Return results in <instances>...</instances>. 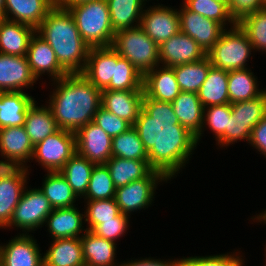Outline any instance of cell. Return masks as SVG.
Segmentation results:
<instances>
[{
  "instance_id": "obj_1",
  "label": "cell",
  "mask_w": 266,
  "mask_h": 266,
  "mask_svg": "<svg viewBox=\"0 0 266 266\" xmlns=\"http://www.w3.org/2000/svg\"><path fill=\"white\" fill-rule=\"evenodd\" d=\"M133 127L148 152L149 165L169 180L186 167L198 145L196 136L180 125L171 102L151 99L145 94Z\"/></svg>"
},
{
  "instance_id": "obj_2",
  "label": "cell",
  "mask_w": 266,
  "mask_h": 266,
  "mask_svg": "<svg viewBox=\"0 0 266 266\" xmlns=\"http://www.w3.org/2000/svg\"><path fill=\"white\" fill-rule=\"evenodd\" d=\"M47 106L59 129L76 132L93 122L102 105V90L95 87L81 73L67 74L52 81Z\"/></svg>"
},
{
  "instance_id": "obj_3",
  "label": "cell",
  "mask_w": 266,
  "mask_h": 266,
  "mask_svg": "<svg viewBox=\"0 0 266 266\" xmlns=\"http://www.w3.org/2000/svg\"><path fill=\"white\" fill-rule=\"evenodd\" d=\"M36 33L50 45L68 74L84 71L90 47L81 37L68 9L55 5L36 28Z\"/></svg>"
},
{
  "instance_id": "obj_4",
  "label": "cell",
  "mask_w": 266,
  "mask_h": 266,
  "mask_svg": "<svg viewBox=\"0 0 266 266\" xmlns=\"http://www.w3.org/2000/svg\"><path fill=\"white\" fill-rule=\"evenodd\" d=\"M83 40L92 47L111 46L114 30L106 0H90L67 8Z\"/></svg>"
},
{
  "instance_id": "obj_5",
  "label": "cell",
  "mask_w": 266,
  "mask_h": 266,
  "mask_svg": "<svg viewBox=\"0 0 266 266\" xmlns=\"http://www.w3.org/2000/svg\"><path fill=\"white\" fill-rule=\"evenodd\" d=\"M111 47L143 76L160 65L159 46L140 26L115 32Z\"/></svg>"
},
{
  "instance_id": "obj_6",
  "label": "cell",
  "mask_w": 266,
  "mask_h": 266,
  "mask_svg": "<svg viewBox=\"0 0 266 266\" xmlns=\"http://www.w3.org/2000/svg\"><path fill=\"white\" fill-rule=\"evenodd\" d=\"M251 52L254 53V49L247 33L236 23L223 31L207 56L212 66L230 71L248 68Z\"/></svg>"
},
{
  "instance_id": "obj_7",
  "label": "cell",
  "mask_w": 266,
  "mask_h": 266,
  "mask_svg": "<svg viewBox=\"0 0 266 266\" xmlns=\"http://www.w3.org/2000/svg\"><path fill=\"white\" fill-rule=\"evenodd\" d=\"M26 186L20 201L13 211L10 223L5 227L22 229V234L35 233L43 227L46 218L53 211L49 200L39 188Z\"/></svg>"
},
{
  "instance_id": "obj_8",
  "label": "cell",
  "mask_w": 266,
  "mask_h": 266,
  "mask_svg": "<svg viewBox=\"0 0 266 266\" xmlns=\"http://www.w3.org/2000/svg\"><path fill=\"white\" fill-rule=\"evenodd\" d=\"M168 181L169 179L162 172L153 170L145 178L117 187L114 199L120 212L131 217L133 212L151 207L157 186L162 182L169 183Z\"/></svg>"
},
{
  "instance_id": "obj_9",
  "label": "cell",
  "mask_w": 266,
  "mask_h": 266,
  "mask_svg": "<svg viewBox=\"0 0 266 266\" xmlns=\"http://www.w3.org/2000/svg\"><path fill=\"white\" fill-rule=\"evenodd\" d=\"M76 152L75 133L59 129L34 146L32 161L46 172H57Z\"/></svg>"
},
{
  "instance_id": "obj_10",
  "label": "cell",
  "mask_w": 266,
  "mask_h": 266,
  "mask_svg": "<svg viewBox=\"0 0 266 266\" xmlns=\"http://www.w3.org/2000/svg\"><path fill=\"white\" fill-rule=\"evenodd\" d=\"M27 167L0 166V229L10 223L13 211L29 180Z\"/></svg>"
},
{
  "instance_id": "obj_11",
  "label": "cell",
  "mask_w": 266,
  "mask_h": 266,
  "mask_svg": "<svg viewBox=\"0 0 266 266\" xmlns=\"http://www.w3.org/2000/svg\"><path fill=\"white\" fill-rule=\"evenodd\" d=\"M157 4L144 8L139 26L159 46L180 31V18L178 8Z\"/></svg>"
},
{
  "instance_id": "obj_12",
  "label": "cell",
  "mask_w": 266,
  "mask_h": 266,
  "mask_svg": "<svg viewBox=\"0 0 266 266\" xmlns=\"http://www.w3.org/2000/svg\"><path fill=\"white\" fill-rule=\"evenodd\" d=\"M33 152L34 145L24 126L0 129V166L27 167Z\"/></svg>"
},
{
  "instance_id": "obj_13",
  "label": "cell",
  "mask_w": 266,
  "mask_h": 266,
  "mask_svg": "<svg viewBox=\"0 0 266 266\" xmlns=\"http://www.w3.org/2000/svg\"><path fill=\"white\" fill-rule=\"evenodd\" d=\"M77 153L95 165L106 164L112 158V138L90 122L75 132Z\"/></svg>"
},
{
  "instance_id": "obj_14",
  "label": "cell",
  "mask_w": 266,
  "mask_h": 266,
  "mask_svg": "<svg viewBox=\"0 0 266 266\" xmlns=\"http://www.w3.org/2000/svg\"><path fill=\"white\" fill-rule=\"evenodd\" d=\"M18 234L0 244V266H44L37 240L32 234Z\"/></svg>"
},
{
  "instance_id": "obj_15",
  "label": "cell",
  "mask_w": 266,
  "mask_h": 266,
  "mask_svg": "<svg viewBox=\"0 0 266 266\" xmlns=\"http://www.w3.org/2000/svg\"><path fill=\"white\" fill-rule=\"evenodd\" d=\"M178 13L180 31L194 39L206 53L226 29L222 24L188 10L183 4Z\"/></svg>"
},
{
  "instance_id": "obj_16",
  "label": "cell",
  "mask_w": 266,
  "mask_h": 266,
  "mask_svg": "<svg viewBox=\"0 0 266 266\" xmlns=\"http://www.w3.org/2000/svg\"><path fill=\"white\" fill-rule=\"evenodd\" d=\"M207 53L189 35L179 31L159 45L160 65L173 67L197 62Z\"/></svg>"
},
{
  "instance_id": "obj_17",
  "label": "cell",
  "mask_w": 266,
  "mask_h": 266,
  "mask_svg": "<svg viewBox=\"0 0 266 266\" xmlns=\"http://www.w3.org/2000/svg\"><path fill=\"white\" fill-rule=\"evenodd\" d=\"M37 81L31 71L27 56L0 53V92H26L25 88L33 89Z\"/></svg>"
},
{
  "instance_id": "obj_18",
  "label": "cell",
  "mask_w": 266,
  "mask_h": 266,
  "mask_svg": "<svg viewBox=\"0 0 266 266\" xmlns=\"http://www.w3.org/2000/svg\"><path fill=\"white\" fill-rule=\"evenodd\" d=\"M26 56L31 71L37 80L45 73L50 77V82L61 79L68 74L58 63L56 54L50 45L36 32L30 39Z\"/></svg>"
},
{
  "instance_id": "obj_19",
  "label": "cell",
  "mask_w": 266,
  "mask_h": 266,
  "mask_svg": "<svg viewBox=\"0 0 266 266\" xmlns=\"http://www.w3.org/2000/svg\"><path fill=\"white\" fill-rule=\"evenodd\" d=\"M117 52L111 47H92L81 73L98 89H105L114 80Z\"/></svg>"
},
{
  "instance_id": "obj_20",
  "label": "cell",
  "mask_w": 266,
  "mask_h": 266,
  "mask_svg": "<svg viewBox=\"0 0 266 266\" xmlns=\"http://www.w3.org/2000/svg\"><path fill=\"white\" fill-rule=\"evenodd\" d=\"M80 212L78 206L53 209L43 225L47 226L51 240L57 238H80L87 231V228H84L85 214Z\"/></svg>"
},
{
  "instance_id": "obj_21",
  "label": "cell",
  "mask_w": 266,
  "mask_h": 266,
  "mask_svg": "<svg viewBox=\"0 0 266 266\" xmlns=\"http://www.w3.org/2000/svg\"><path fill=\"white\" fill-rule=\"evenodd\" d=\"M144 94L158 101L172 102L181 92L173 67L157 65L143 76Z\"/></svg>"
},
{
  "instance_id": "obj_22",
  "label": "cell",
  "mask_w": 266,
  "mask_h": 266,
  "mask_svg": "<svg viewBox=\"0 0 266 266\" xmlns=\"http://www.w3.org/2000/svg\"><path fill=\"white\" fill-rule=\"evenodd\" d=\"M144 91L102 90V107L107 111L135 124L142 109Z\"/></svg>"
},
{
  "instance_id": "obj_23",
  "label": "cell",
  "mask_w": 266,
  "mask_h": 266,
  "mask_svg": "<svg viewBox=\"0 0 266 266\" xmlns=\"http://www.w3.org/2000/svg\"><path fill=\"white\" fill-rule=\"evenodd\" d=\"M55 6V0H5L4 18L35 29Z\"/></svg>"
},
{
  "instance_id": "obj_24",
  "label": "cell",
  "mask_w": 266,
  "mask_h": 266,
  "mask_svg": "<svg viewBox=\"0 0 266 266\" xmlns=\"http://www.w3.org/2000/svg\"><path fill=\"white\" fill-rule=\"evenodd\" d=\"M36 29L30 25L0 19V53L26 56L29 42Z\"/></svg>"
},
{
  "instance_id": "obj_25",
  "label": "cell",
  "mask_w": 266,
  "mask_h": 266,
  "mask_svg": "<svg viewBox=\"0 0 266 266\" xmlns=\"http://www.w3.org/2000/svg\"><path fill=\"white\" fill-rule=\"evenodd\" d=\"M83 259L86 266H121L117 263V244L87 230L81 237Z\"/></svg>"
},
{
  "instance_id": "obj_26",
  "label": "cell",
  "mask_w": 266,
  "mask_h": 266,
  "mask_svg": "<svg viewBox=\"0 0 266 266\" xmlns=\"http://www.w3.org/2000/svg\"><path fill=\"white\" fill-rule=\"evenodd\" d=\"M35 100L24 91L0 92V129L24 126L26 113Z\"/></svg>"
},
{
  "instance_id": "obj_27",
  "label": "cell",
  "mask_w": 266,
  "mask_h": 266,
  "mask_svg": "<svg viewBox=\"0 0 266 266\" xmlns=\"http://www.w3.org/2000/svg\"><path fill=\"white\" fill-rule=\"evenodd\" d=\"M43 254L44 266H85L80 238H57Z\"/></svg>"
},
{
  "instance_id": "obj_28",
  "label": "cell",
  "mask_w": 266,
  "mask_h": 266,
  "mask_svg": "<svg viewBox=\"0 0 266 266\" xmlns=\"http://www.w3.org/2000/svg\"><path fill=\"white\" fill-rule=\"evenodd\" d=\"M180 125L197 136L202 129L204 107L196 93L181 91L171 102Z\"/></svg>"
},
{
  "instance_id": "obj_29",
  "label": "cell",
  "mask_w": 266,
  "mask_h": 266,
  "mask_svg": "<svg viewBox=\"0 0 266 266\" xmlns=\"http://www.w3.org/2000/svg\"><path fill=\"white\" fill-rule=\"evenodd\" d=\"M36 102L29 107L24 122L26 133L34 146L59 130L50 108L46 104L39 106Z\"/></svg>"
},
{
  "instance_id": "obj_30",
  "label": "cell",
  "mask_w": 266,
  "mask_h": 266,
  "mask_svg": "<svg viewBox=\"0 0 266 266\" xmlns=\"http://www.w3.org/2000/svg\"><path fill=\"white\" fill-rule=\"evenodd\" d=\"M114 32L140 25L147 0H106ZM146 2V3H145Z\"/></svg>"
},
{
  "instance_id": "obj_31",
  "label": "cell",
  "mask_w": 266,
  "mask_h": 266,
  "mask_svg": "<svg viewBox=\"0 0 266 266\" xmlns=\"http://www.w3.org/2000/svg\"><path fill=\"white\" fill-rule=\"evenodd\" d=\"M197 95L204 108L229 104L228 71L211 66Z\"/></svg>"
},
{
  "instance_id": "obj_32",
  "label": "cell",
  "mask_w": 266,
  "mask_h": 266,
  "mask_svg": "<svg viewBox=\"0 0 266 266\" xmlns=\"http://www.w3.org/2000/svg\"><path fill=\"white\" fill-rule=\"evenodd\" d=\"M42 181L40 191L49 200L53 209L74 207L80 198L68 184L66 178L59 172H47Z\"/></svg>"
},
{
  "instance_id": "obj_33",
  "label": "cell",
  "mask_w": 266,
  "mask_h": 266,
  "mask_svg": "<svg viewBox=\"0 0 266 266\" xmlns=\"http://www.w3.org/2000/svg\"><path fill=\"white\" fill-rule=\"evenodd\" d=\"M257 76L250 68L228 71V94L231 103L248 101L262 95L266 88L259 89Z\"/></svg>"
},
{
  "instance_id": "obj_34",
  "label": "cell",
  "mask_w": 266,
  "mask_h": 266,
  "mask_svg": "<svg viewBox=\"0 0 266 266\" xmlns=\"http://www.w3.org/2000/svg\"><path fill=\"white\" fill-rule=\"evenodd\" d=\"M231 115V104L214 105L204 108L201 132L196 136L197 144L201 141L203 132L209 129L219 148L228 146V118ZM207 125V126H206ZM208 127V128H207ZM207 128V129H206Z\"/></svg>"
},
{
  "instance_id": "obj_35",
  "label": "cell",
  "mask_w": 266,
  "mask_h": 266,
  "mask_svg": "<svg viewBox=\"0 0 266 266\" xmlns=\"http://www.w3.org/2000/svg\"><path fill=\"white\" fill-rule=\"evenodd\" d=\"M115 187H121L132 181L147 177L154 169L148 161L112 157L106 162Z\"/></svg>"
},
{
  "instance_id": "obj_36",
  "label": "cell",
  "mask_w": 266,
  "mask_h": 266,
  "mask_svg": "<svg viewBox=\"0 0 266 266\" xmlns=\"http://www.w3.org/2000/svg\"><path fill=\"white\" fill-rule=\"evenodd\" d=\"M94 166V163L76 152L59 171L80 199L88 189Z\"/></svg>"
},
{
  "instance_id": "obj_37",
  "label": "cell",
  "mask_w": 266,
  "mask_h": 266,
  "mask_svg": "<svg viewBox=\"0 0 266 266\" xmlns=\"http://www.w3.org/2000/svg\"><path fill=\"white\" fill-rule=\"evenodd\" d=\"M211 66L208 56L197 62L173 66L180 90L197 94Z\"/></svg>"
},
{
  "instance_id": "obj_38",
  "label": "cell",
  "mask_w": 266,
  "mask_h": 266,
  "mask_svg": "<svg viewBox=\"0 0 266 266\" xmlns=\"http://www.w3.org/2000/svg\"><path fill=\"white\" fill-rule=\"evenodd\" d=\"M112 157L148 161V152L133 126L112 138Z\"/></svg>"
},
{
  "instance_id": "obj_39",
  "label": "cell",
  "mask_w": 266,
  "mask_h": 266,
  "mask_svg": "<svg viewBox=\"0 0 266 266\" xmlns=\"http://www.w3.org/2000/svg\"><path fill=\"white\" fill-rule=\"evenodd\" d=\"M182 2L181 4L188 10L212 19L222 24L225 28H228V26L231 28L237 23V20L230 13L229 7L224 2L216 0H183Z\"/></svg>"
},
{
  "instance_id": "obj_40",
  "label": "cell",
  "mask_w": 266,
  "mask_h": 266,
  "mask_svg": "<svg viewBox=\"0 0 266 266\" xmlns=\"http://www.w3.org/2000/svg\"><path fill=\"white\" fill-rule=\"evenodd\" d=\"M237 23L247 33L254 51L266 53V9L248 12Z\"/></svg>"
},
{
  "instance_id": "obj_41",
  "label": "cell",
  "mask_w": 266,
  "mask_h": 266,
  "mask_svg": "<svg viewBox=\"0 0 266 266\" xmlns=\"http://www.w3.org/2000/svg\"><path fill=\"white\" fill-rule=\"evenodd\" d=\"M104 90L143 91V75L117 53L114 80Z\"/></svg>"
},
{
  "instance_id": "obj_42",
  "label": "cell",
  "mask_w": 266,
  "mask_h": 266,
  "mask_svg": "<svg viewBox=\"0 0 266 266\" xmlns=\"http://www.w3.org/2000/svg\"><path fill=\"white\" fill-rule=\"evenodd\" d=\"M116 187L106 164L95 165L90 176L85 200H105L115 197Z\"/></svg>"
},
{
  "instance_id": "obj_43",
  "label": "cell",
  "mask_w": 266,
  "mask_h": 266,
  "mask_svg": "<svg viewBox=\"0 0 266 266\" xmlns=\"http://www.w3.org/2000/svg\"><path fill=\"white\" fill-rule=\"evenodd\" d=\"M85 223L93 231L102 221L114 220L121 212L114 198L105 200H84Z\"/></svg>"
},
{
  "instance_id": "obj_44",
  "label": "cell",
  "mask_w": 266,
  "mask_h": 266,
  "mask_svg": "<svg viewBox=\"0 0 266 266\" xmlns=\"http://www.w3.org/2000/svg\"><path fill=\"white\" fill-rule=\"evenodd\" d=\"M231 113L254 128L266 115V91L255 99L231 103Z\"/></svg>"
},
{
  "instance_id": "obj_45",
  "label": "cell",
  "mask_w": 266,
  "mask_h": 266,
  "mask_svg": "<svg viewBox=\"0 0 266 266\" xmlns=\"http://www.w3.org/2000/svg\"><path fill=\"white\" fill-rule=\"evenodd\" d=\"M238 252L223 254L183 257L180 266H244L245 260Z\"/></svg>"
},
{
  "instance_id": "obj_46",
  "label": "cell",
  "mask_w": 266,
  "mask_h": 266,
  "mask_svg": "<svg viewBox=\"0 0 266 266\" xmlns=\"http://www.w3.org/2000/svg\"><path fill=\"white\" fill-rule=\"evenodd\" d=\"M93 123L101 127L111 138L126 132L132 127L129 122L107 111L102 106L94 115Z\"/></svg>"
},
{
  "instance_id": "obj_47",
  "label": "cell",
  "mask_w": 266,
  "mask_h": 266,
  "mask_svg": "<svg viewBox=\"0 0 266 266\" xmlns=\"http://www.w3.org/2000/svg\"><path fill=\"white\" fill-rule=\"evenodd\" d=\"M129 221L130 217L128 215L120 213L114 220L102 221L92 232L99 237L116 243L129 229Z\"/></svg>"
},
{
  "instance_id": "obj_48",
  "label": "cell",
  "mask_w": 266,
  "mask_h": 266,
  "mask_svg": "<svg viewBox=\"0 0 266 266\" xmlns=\"http://www.w3.org/2000/svg\"><path fill=\"white\" fill-rule=\"evenodd\" d=\"M253 127L249 121H241L237 117H233L232 113L228 118V147L237 141L249 143Z\"/></svg>"
},
{
  "instance_id": "obj_49",
  "label": "cell",
  "mask_w": 266,
  "mask_h": 266,
  "mask_svg": "<svg viewBox=\"0 0 266 266\" xmlns=\"http://www.w3.org/2000/svg\"><path fill=\"white\" fill-rule=\"evenodd\" d=\"M262 8V0H229L232 16L239 20L243 15Z\"/></svg>"
},
{
  "instance_id": "obj_50",
  "label": "cell",
  "mask_w": 266,
  "mask_h": 266,
  "mask_svg": "<svg viewBox=\"0 0 266 266\" xmlns=\"http://www.w3.org/2000/svg\"><path fill=\"white\" fill-rule=\"evenodd\" d=\"M249 145L255 148L257 152H260L258 154H262L266 158V115L253 128Z\"/></svg>"
},
{
  "instance_id": "obj_51",
  "label": "cell",
  "mask_w": 266,
  "mask_h": 266,
  "mask_svg": "<svg viewBox=\"0 0 266 266\" xmlns=\"http://www.w3.org/2000/svg\"><path fill=\"white\" fill-rule=\"evenodd\" d=\"M180 261L181 258H176V259H166V261L164 259H154L153 257H146V258H140V259H134L132 258V260L129 261H123L121 263V266H180Z\"/></svg>"
},
{
  "instance_id": "obj_52",
  "label": "cell",
  "mask_w": 266,
  "mask_h": 266,
  "mask_svg": "<svg viewBox=\"0 0 266 266\" xmlns=\"http://www.w3.org/2000/svg\"><path fill=\"white\" fill-rule=\"evenodd\" d=\"M90 0H55V5L67 9L68 7Z\"/></svg>"
},
{
  "instance_id": "obj_53",
  "label": "cell",
  "mask_w": 266,
  "mask_h": 266,
  "mask_svg": "<svg viewBox=\"0 0 266 266\" xmlns=\"http://www.w3.org/2000/svg\"><path fill=\"white\" fill-rule=\"evenodd\" d=\"M261 212L257 216L255 215V216L251 217V219L253 220V222H257V223H259V222L262 223L263 222V224L264 223L266 224V209H265V211L262 210ZM265 252H266V245H265ZM264 255H265V258H266V253ZM265 263H266V259H265ZM265 266H266V264H265Z\"/></svg>"
},
{
  "instance_id": "obj_54",
  "label": "cell",
  "mask_w": 266,
  "mask_h": 266,
  "mask_svg": "<svg viewBox=\"0 0 266 266\" xmlns=\"http://www.w3.org/2000/svg\"><path fill=\"white\" fill-rule=\"evenodd\" d=\"M5 0H0V19L4 18Z\"/></svg>"
},
{
  "instance_id": "obj_55",
  "label": "cell",
  "mask_w": 266,
  "mask_h": 266,
  "mask_svg": "<svg viewBox=\"0 0 266 266\" xmlns=\"http://www.w3.org/2000/svg\"><path fill=\"white\" fill-rule=\"evenodd\" d=\"M216 1L224 2L229 7V0H216Z\"/></svg>"
},
{
  "instance_id": "obj_56",
  "label": "cell",
  "mask_w": 266,
  "mask_h": 266,
  "mask_svg": "<svg viewBox=\"0 0 266 266\" xmlns=\"http://www.w3.org/2000/svg\"><path fill=\"white\" fill-rule=\"evenodd\" d=\"M262 8L266 9V0H262Z\"/></svg>"
}]
</instances>
